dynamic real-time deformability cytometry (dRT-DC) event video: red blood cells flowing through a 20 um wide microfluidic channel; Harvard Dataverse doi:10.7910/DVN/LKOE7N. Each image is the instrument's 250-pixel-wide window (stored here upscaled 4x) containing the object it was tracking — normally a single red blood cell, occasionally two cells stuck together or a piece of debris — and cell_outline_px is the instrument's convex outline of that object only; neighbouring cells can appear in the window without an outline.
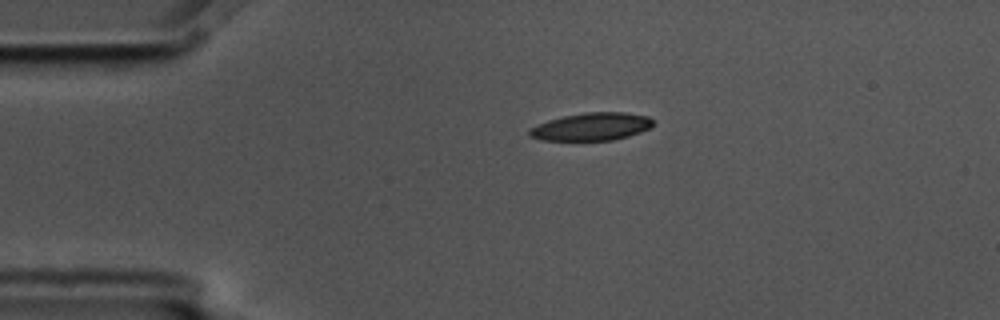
{"species": "common noctule bat (a hibernating species)", "species_latin": "Nyctalus noctula", "temperature_condition": "cold", "stored_images_in_passage": 2, "camera_frame_rate_fps": 3000, "um_per_image_px": 0.085, "animal": {"sex": "male", "body_mass_g": 17.5, "forearm_length_mm": 52.3}, "frame": {"image": 1, "passage_image": 1, "time_ms": 0.0, "image_size_px": [1000, 320], "cell_outline_px": [[652, 128], [628, 136], [612, 140], [544, 140], [528, 136], [528, 132], [532, 128], [548, 120], [564, 116], [584, 112], [624, 112], [648, 116], [652, 120]], "centroid_in_image_um": [50.31, 10.76], "position_along_channel_um": 34.7, "area_um2": 19.83}}